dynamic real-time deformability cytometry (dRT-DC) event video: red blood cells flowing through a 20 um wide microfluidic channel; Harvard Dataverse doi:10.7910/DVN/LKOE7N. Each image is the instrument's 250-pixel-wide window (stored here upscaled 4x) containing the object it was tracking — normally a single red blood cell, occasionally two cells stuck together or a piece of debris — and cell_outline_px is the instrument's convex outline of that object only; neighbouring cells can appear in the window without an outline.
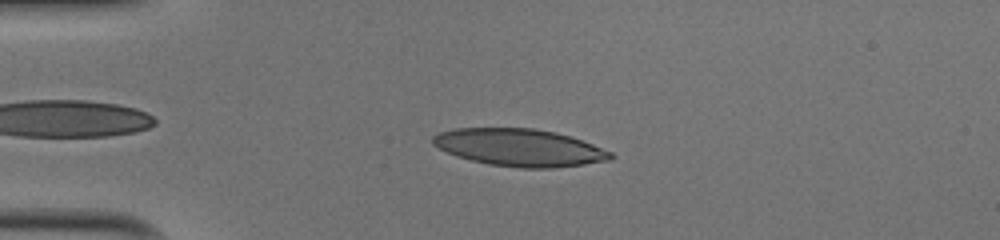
{"species": "human", "species_latin": "Homo sapiens", "temperature_condition": "cold", "stored_images_in_passage": 44, "camera_frame_rate_fps": 3000, "um_per_image_px": 0.085, "donor": {"sex": "male"}, "frame": {"image": 1, "passage_image": 6, "time_ms": 1.667, "image_size_px": [1000, 240], "cell_outline_px": [[616, 156], [608, 160], [584, 164], [552, 168], [520, 168], [488, 164], [472, 160], [448, 152], [432, 144], [432, 136], [440, 132], [456, 128], [532, 128], [556, 132], [592, 144], [612, 152]], "centroid_in_image_um": [44.16, 12.54], "position_along_channel_um": 40.8, "area_um2": 38.38}}
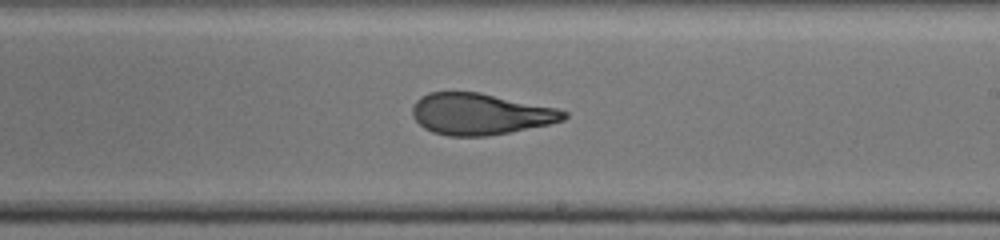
{"frame": {"image": 2, "passage_image": 24, "time_ms": 7.667, "image_size_px": [1000, 240], "cell_outline_px": [[568, 116], [564, 120], [548, 124], [488, 136], [448, 136], [432, 132], [424, 128], [416, 120], [412, 112], [412, 104], [420, 96], [428, 92], [480, 92], [556, 108], [568, 112]], "centroid_in_image_um": [40.79, 9.68], "position_along_channel_um": 248.2, "area_um2": 36.47}}
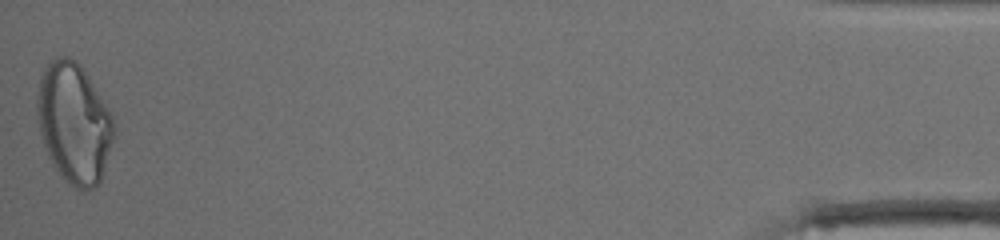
{"frame": {"image": 3, "passage_image": 44, "time_ms": 14.333, "image_size_px": [1000, 240], "cell_outline_px": [[116, 132], [100, 184], [96, 188], [84, 192], [80, 192], [68, 184], [64, 180], [52, 164], [44, 148], [40, 132], [36, 112], [36, 96], [40, 76], [44, 68], [52, 60], [60, 56], [68, 56], [76, 60], [80, 64], [88, 76], [112, 116], [116, 128]], "centroid_in_image_um": [6.29, 10.51], "position_along_channel_um": 428.9, "area_um2": 54.51}, "authors_computed_cell_mechanics": {"area_um2": 37.9168, "velocity_mm_per_s": 4.0373, "shape_relaxation_time_tau1_ms": 7.8597, "shape_relaxation_time_tau2_ms": 1.3249, "deformation_change_tau1": 0.2584, "deformation_change_tau2": 0.0852}}